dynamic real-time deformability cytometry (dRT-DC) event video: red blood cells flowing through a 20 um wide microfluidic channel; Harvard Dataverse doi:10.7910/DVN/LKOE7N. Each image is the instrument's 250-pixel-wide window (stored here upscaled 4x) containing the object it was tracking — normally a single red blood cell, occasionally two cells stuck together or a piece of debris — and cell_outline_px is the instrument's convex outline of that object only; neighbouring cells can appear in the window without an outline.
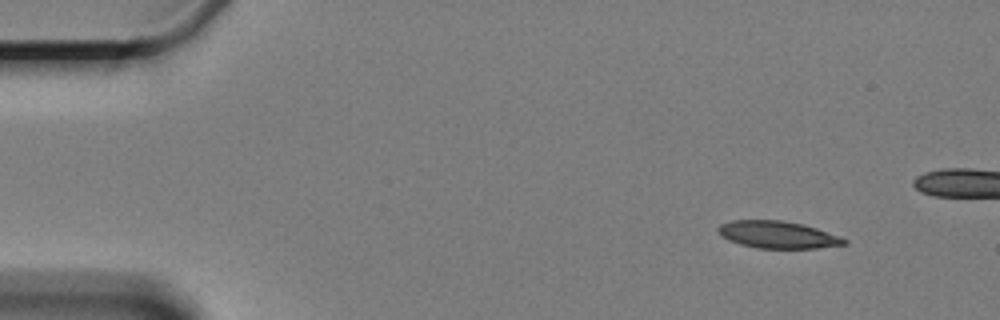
{"species": "Egyptian fruit bat (a non-hibernating species)", "species_latin": "Rousettus aegyptiacus", "temperature_condition": "cold", "stored_images_in_passage": 6, "camera_frame_rate_fps": 3000, "um_per_image_px": 0.085, "animal": {"sex": "female"}, "frame": {"image": 1, "passage_image": 2, "time_ms": 1.0, "image_size_px": [1000, 320], "cell_outline_px": [[848, 244], [816, 248], [756, 248], [740, 244], [728, 240], [716, 228], [720, 224], [732, 220], [784, 220], [804, 224], [840, 236], [848, 240]], "centroid_in_image_um": [66.13, 19.94], "position_along_channel_um": 18.9, "area_um2": 20.0}}